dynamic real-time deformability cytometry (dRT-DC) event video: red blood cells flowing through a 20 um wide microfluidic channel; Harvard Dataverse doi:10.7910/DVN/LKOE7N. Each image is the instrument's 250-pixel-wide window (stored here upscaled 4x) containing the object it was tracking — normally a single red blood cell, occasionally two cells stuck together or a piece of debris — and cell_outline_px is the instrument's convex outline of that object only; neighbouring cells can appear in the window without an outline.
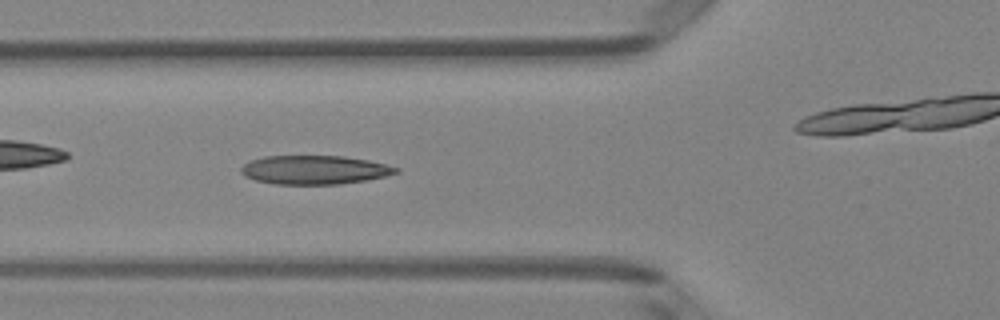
{"species": "Egyptian fruit bat (a non-hibernating species)", "species_latin": "Rousettus aegyptiacus", "temperature_condition": "room temperature", "stored_images_in_passage": 29, "camera_frame_rate_fps": 3000, "um_per_image_px": 0.085, "animal": {"sex": "female"}, "frame": {"image": 1, "passage_image": 17, "time_ms": 5.333, "image_size_px": [1000, 320], "cell_outline_px": [[400, 172], [368, 180], [340, 184], [272, 184], [256, 180], [244, 176], [240, 172], [240, 168], [248, 160], [264, 156], [344, 156], [368, 160], [400, 168]], "centroid_in_image_um": [26.71, 14.44], "position_along_channel_um": 99.1, "area_um2": 26.18}}